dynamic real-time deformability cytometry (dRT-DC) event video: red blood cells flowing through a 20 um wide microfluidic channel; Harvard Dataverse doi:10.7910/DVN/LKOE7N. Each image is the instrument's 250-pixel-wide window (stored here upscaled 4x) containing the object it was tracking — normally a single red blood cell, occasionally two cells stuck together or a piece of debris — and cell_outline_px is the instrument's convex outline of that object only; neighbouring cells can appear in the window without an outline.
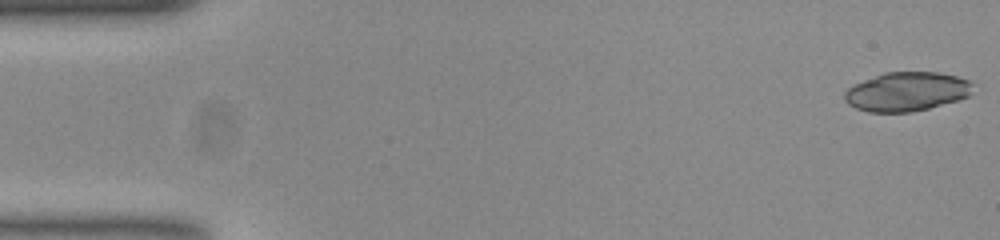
{"species": "common noctule bat (a hibernating species)", "species_latin": "Nyctalus noctula", "temperature_condition": "room temperature", "stored_images_in_passage": 53, "camera_frame_rate_fps": 3000, "um_per_image_px": 0.085, "animal": {"sex": "female", "body_mass_g": 23.0, "forearm_length_mm": 53.4}, "frame": {"image": 1, "passage_image": 1, "time_ms": 0.0, "image_size_px": [1000, 240], "cell_outline_px": [[972, 84], [968, 96], [956, 100], [928, 108], [912, 112], [868, 112], [856, 108], [848, 104], [844, 100], [844, 92], [848, 88], [864, 80], [884, 72], [936, 72], [956, 76], [968, 80]], "centroid_in_image_um": [77.02, 7.79], "position_along_channel_um": 8.0, "area_um2": 28.9}}
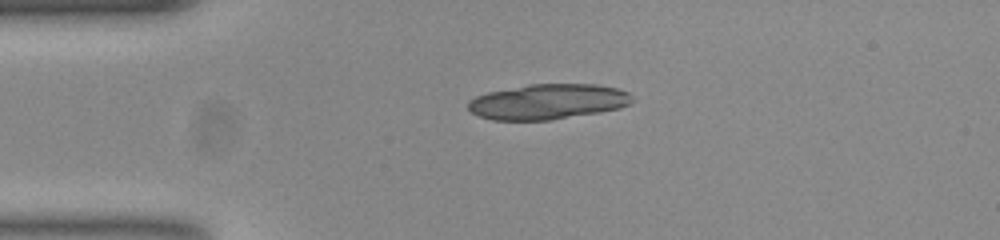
{"frame": {"image": 2, "passage_image": 12, "time_ms": 3.667, "image_size_px": [1000, 240], "cell_outline_px": [[632, 104], [620, 108], [600, 112], [552, 120], [492, 120], [480, 116], [472, 112], [468, 108], [468, 100], [476, 96], [488, 92], [528, 84], [596, 84], [616, 88], [628, 92], [632, 96]], "centroid_in_image_um": [46.58, 8.64], "position_along_channel_um": 38.4, "area_um2": 33.87}}